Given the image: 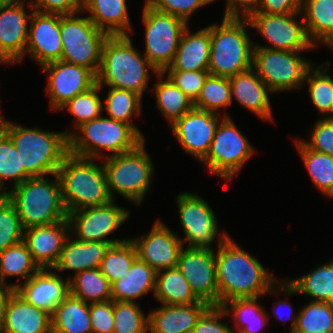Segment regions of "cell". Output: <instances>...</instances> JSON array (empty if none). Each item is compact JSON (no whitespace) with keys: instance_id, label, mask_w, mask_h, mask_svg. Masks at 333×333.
Returning a JSON list of instances; mask_svg holds the SVG:
<instances>
[{"instance_id":"1","label":"cell","mask_w":333,"mask_h":333,"mask_svg":"<svg viewBox=\"0 0 333 333\" xmlns=\"http://www.w3.org/2000/svg\"><path fill=\"white\" fill-rule=\"evenodd\" d=\"M215 252L219 306L231 299L256 298L275 293L272 272L230 236L219 239Z\"/></svg>"},{"instance_id":"2","label":"cell","mask_w":333,"mask_h":333,"mask_svg":"<svg viewBox=\"0 0 333 333\" xmlns=\"http://www.w3.org/2000/svg\"><path fill=\"white\" fill-rule=\"evenodd\" d=\"M0 128L10 137L19 152L24 181L30 177L57 174L69 153V140L65 131L51 132L42 128H28L5 119Z\"/></svg>"},{"instance_id":"3","label":"cell","mask_w":333,"mask_h":333,"mask_svg":"<svg viewBox=\"0 0 333 333\" xmlns=\"http://www.w3.org/2000/svg\"><path fill=\"white\" fill-rule=\"evenodd\" d=\"M150 72L158 73L140 50L135 49L130 35L108 36L96 75L100 87L125 89L142 97L144 91L151 90L148 88Z\"/></svg>"},{"instance_id":"4","label":"cell","mask_w":333,"mask_h":333,"mask_svg":"<svg viewBox=\"0 0 333 333\" xmlns=\"http://www.w3.org/2000/svg\"><path fill=\"white\" fill-rule=\"evenodd\" d=\"M96 161L68 153L57 170L67 213L105 205L113 200L103 164Z\"/></svg>"},{"instance_id":"5","label":"cell","mask_w":333,"mask_h":333,"mask_svg":"<svg viewBox=\"0 0 333 333\" xmlns=\"http://www.w3.org/2000/svg\"><path fill=\"white\" fill-rule=\"evenodd\" d=\"M30 177L5 194L14 204L23 229L46 226L67 219L61 185L57 174Z\"/></svg>"},{"instance_id":"6","label":"cell","mask_w":333,"mask_h":333,"mask_svg":"<svg viewBox=\"0 0 333 333\" xmlns=\"http://www.w3.org/2000/svg\"><path fill=\"white\" fill-rule=\"evenodd\" d=\"M76 130L68 136L69 153L96 160L129 152L145 140L131 125L101 115Z\"/></svg>"},{"instance_id":"7","label":"cell","mask_w":333,"mask_h":333,"mask_svg":"<svg viewBox=\"0 0 333 333\" xmlns=\"http://www.w3.org/2000/svg\"><path fill=\"white\" fill-rule=\"evenodd\" d=\"M246 25V17H223L220 25H210L209 74L229 78L253 67L254 44Z\"/></svg>"},{"instance_id":"8","label":"cell","mask_w":333,"mask_h":333,"mask_svg":"<svg viewBox=\"0 0 333 333\" xmlns=\"http://www.w3.org/2000/svg\"><path fill=\"white\" fill-rule=\"evenodd\" d=\"M108 191L113 200L115 193L137 206L142 204L150 190L154 165L145 150V140L135 149L103 159Z\"/></svg>"},{"instance_id":"9","label":"cell","mask_w":333,"mask_h":333,"mask_svg":"<svg viewBox=\"0 0 333 333\" xmlns=\"http://www.w3.org/2000/svg\"><path fill=\"white\" fill-rule=\"evenodd\" d=\"M81 13L84 12L60 15L61 60L86 67L97 75L103 45L109 35L99 30L88 16L79 17Z\"/></svg>"},{"instance_id":"10","label":"cell","mask_w":333,"mask_h":333,"mask_svg":"<svg viewBox=\"0 0 333 333\" xmlns=\"http://www.w3.org/2000/svg\"><path fill=\"white\" fill-rule=\"evenodd\" d=\"M224 113L217 125L209 152L201 162L209 173L229 182L254 155L255 149L231 117Z\"/></svg>"},{"instance_id":"11","label":"cell","mask_w":333,"mask_h":333,"mask_svg":"<svg viewBox=\"0 0 333 333\" xmlns=\"http://www.w3.org/2000/svg\"><path fill=\"white\" fill-rule=\"evenodd\" d=\"M301 52L254 47L253 68L273 93L301 89L313 63Z\"/></svg>"},{"instance_id":"12","label":"cell","mask_w":333,"mask_h":333,"mask_svg":"<svg viewBox=\"0 0 333 333\" xmlns=\"http://www.w3.org/2000/svg\"><path fill=\"white\" fill-rule=\"evenodd\" d=\"M142 13L145 26L143 55L158 73H163L172 64L188 23L180 17L152 9L145 3Z\"/></svg>"},{"instance_id":"13","label":"cell","mask_w":333,"mask_h":333,"mask_svg":"<svg viewBox=\"0 0 333 333\" xmlns=\"http://www.w3.org/2000/svg\"><path fill=\"white\" fill-rule=\"evenodd\" d=\"M298 17H300L299 20H297ZM246 18L249 21V27L256 29L269 43V45L264 46L253 41L254 47L295 52H304L315 48L308 38L301 12L290 14L250 13Z\"/></svg>"},{"instance_id":"14","label":"cell","mask_w":333,"mask_h":333,"mask_svg":"<svg viewBox=\"0 0 333 333\" xmlns=\"http://www.w3.org/2000/svg\"><path fill=\"white\" fill-rule=\"evenodd\" d=\"M176 203L182 230L184 232V242L190 248L214 250L212 243L217 239H225L229 236L223 232L219 234V224L215 211L209 206L207 201L200 195L190 192H181L176 196Z\"/></svg>"},{"instance_id":"15","label":"cell","mask_w":333,"mask_h":333,"mask_svg":"<svg viewBox=\"0 0 333 333\" xmlns=\"http://www.w3.org/2000/svg\"><path fill=\"white\" fill-rule=\"evenodd\" d=\"M115 202L112 200L105 205L69 212L67 220L70 235L80 241H98L112 245L128 240L107 238L129 219V210Z\"/></svg>"},{"instance_id":"16","label":"cell","mask_w":333,"mask_h":333,"mask_svg":"<svg viewBox=\"0 0 333 333\" xmlns=\"http://www.w3.org/2000/svg\"><path fill=\"white\" fill-rule=\"evenodd\" d=\"M177 268L186 278L199 301L209 306H219L214 250L182 247Z\"/></svg>"},{"instance_id":"17","label":"cell","mask_w":333,"mask_h":333,"mask_svg":"<svg viewBox=\"0 0 333 333\" xmlns=\"http://www.w3.org/2000/svg\"><path fill=\"white\" fill-rule=\"evenodd\" d=\"M26 0H4L0 4V64H15L23 61L27 47L29 15L24 8Z\"/></svg>"},{"instance_id":"18","label":"cell","mask_w":333,"mask_h":333,"mask_svg":"<svg viewBox=\"0 0 333 333\" xmlns=\"http://www.w3.org/2000/svg\"><path fill=\"white\" fill-rule=\"evenodd\" d=\"M41 68L48 74L46 91L50 108L54 111L97 83L96 75L90 69L62 60L47 63Z\"/></svg>"},{"instance_id":"19","label":"cell","mask_w":333,"mask_h":333,"mask_svg":"<svg viewBox=\"0 0 333 333\" xmlns=\"http://www.w3.org/2000/svg\"><path fill=\"white\" fill-rule=\"evenodd\" d=\"M220 114L192 108L170 127L185 153L200 162L209 152Z\"/></svg>"},{"instance_id":"20","label":"cell","mask_w":333,"mask_h":333,"mask_svg":"<svg viewBox=\"0 0 333 333\" xmlns=\"http://www.w3.org/2000/svg\"><path fill=\"white\" fill-rule=\"evenodd\" d=\"M135 245L137 257L157 272L177 266L182 238L157 219L149 232L130 238Z\"/></svg>"},{"instance_id":"21","label":"cell","mask_w":333,"mask_h":333,"mask_svg":"<svg viewBox=\"0 0 333 333\" xmlns=\"http://www.w3.org/2000/svg\"><path fill=\"white\" fill-rule=\"evenodd\" d=\"M28 55L38 65L59 61L62 57L60 15L33 10L29 23L27 47Z\"/></svg>"},{"instance_id":"22","label":"cell","mask_w":333,"mask_h":333,"mask_svg":"<svg viewBox=\"0 0 333 333\" xmlns=\"http://www.w3.org/2000/svg\"><path fill=\"white\" fill-rule=\"evenodd\" d=\"M69 235V223L66 219L51 225L25 229L23 241L40 269H53Z\"/></svg>"},{"instance_id":"23","label":"cell","mask_w":333,"mask_h":333,"mask_svg":"<svg viewBox=\"0 0 333 333\" xmlns=\"http://www.w3.org/2000/svg\"><path fill=\"white\" fill-rule=\"evenodd\" d=\"M27 302L48 312L69 294V279H63L54 269H40L15 289Z\"/></svg>"},{"instance_id":"24","label":"cell","mask_w":333,"mask_h":333,"mask_svg":"<svg viewBox=\"0 0 333 333\" xmlns=\"http://www.w3.org/2000/svg\"><path fill=\"white\" fill-rule=\"evenodd\" d=\"M231 100L240 103V108H247L265 121L273 120L269 94L273 92L258 77L256 70L250 69L229 77Z\"/></svg>"},{"instance_id":"25","label":"cell","mask_w":333,"mask_h":333,"mask_svg":"<svg viewBox=\"0 0 333 333\" xmlns=\"http://www.w3.org/2000/svg\"><path fill=\"white\" fill-rule=\"evenodd\" d=\"M210 306L202 301L189 305H165L148 314L149 333H191Z\"/></svg>"},{"instance_id":"26","label":"cell","mask_w":333,"mask_h":333,"mask_svg":"<svg viewBox=\"0 0 333 333\" xmlns=\"http://www.w3.org/2000/svg\"><path fill=\"white\" fill-rule=\"evenodd\" d=\"M0 333H52L51 315L14 291L8 301Z\"/></svg>"},{"instance_id":"27","label":"cell","mask_w":333,"mask_h":333,"mask_svg":"<svg viewBox=\"0 0 333 333\" xmlns=\"http://www.w3.org/2000/svg\"><path fill=\"white\" fill-rule=\"evenodd\" d=\"M275 292L286 296L305 294L312 297L311 301L333 304V259L307 274L292 280L278 281L275 284Z\"/></svg>"},{"instance_id":"28","label":"cell","mask_w":333,"mask_h":333,"mask_svg":"<svg viewBox=\"0 0 333 333\" xmlns=\"http://www.w3.org/2000/svg\"><path fill=\"white\" fill-rule=\"evenodd\" d=\"M210 47V25L192 34L187 25L182 33L174 60L166 70H208Z\"/></svg>"},{"instance_id":"29","label":"cell","mask_w":333,"mask_h":333,"mask_svg":"<svg viewBox=\"0 0 333 333\" xmlns=\"http://www.w3.org/2000/svg\"><path fill=\"white\" fill-rule=\"evenodd\" d=\"M74 239V240H73ZM111 243L80 241L69 235L65 241L55 271H71L74 275L88 269L100 267Z\"/></svg>"},{"instance_id":"30","label":"cell","mask_w":333,"mask_h":333,"mask_svg":"<svg viewBox=\"0 0 333 333\" xmlns=\"http://www.w3.org/2000/svg\"><path fill=\"white\" fill-rule=\"evenodd\" d=\"M109 36L128 35L133 29L126 0H83V12Z\"/></svg>"},{"instance_id":"31","label":"cell","mask_w":333,"mask_h":333,"mask_svg":"<svg viewBox=\"0 0 333 333\" xmlns=\"http://www.w3.org/2000/svg\"><path fill=\"white\" fill-rule=\"evenodd\" d=\"M157 271L138 257L129 271L111 284L112 301L135 302L148 292H155Z\"/></svg>"},{"instance_id":"32","label":"cell","mask_w":333,"mask_h":333,"mask_svg":"<svg viewBox=\"0 0 333 333\" xmlns=\"http://www.w3.org/2000/svg\"><path fill=\"white\" fill-rule=\"evenodd\" d=\"M301 14L314 46L324 44L333 51V0H302Z\"/></svg>"},{"instance_id":"33","label":"cell","mask_w":333,"mask_h":333,"mask_svg":"<svg viewBox=\"0 0 333 333\" xmlns=\"http://www.w3.org/2000/svg\"><path fill=\"white\" fill-rule=\"evenodd\" d=\"M52 333H92L89 303L68 294L51 314Z\"/></svg>"},{"instance_id":"34","label":"cell","mask_w":333,"mask_h":333,"mask_svg":"<svg viewBox=\"0 0 333 333\" xmlns=\"http://www.w3.org/2000/svg\"><path fill=\"white\" fill-rule=\"evenodd\" d=\"M153 295L158 302L165 305H189L199 302L177 266L157 272Z\"/></svg>"},{"instance_id":"35","label":"cell","mask_w":333,"mask_h":333,"mask_svg":"<svg viewBox=\"0 0 333 333\" xmlns=\"http://www.w3.org/2000/svg\"><path fill=\"white\" fill-rule=\"evenodd\" d=\"M256 298H237L225 302L221 307L227 314H231L235 322V332L232 333H259L269 321L268 313ZM237 330V331H236Z\"/></svg>"},{"instance_id":"36","label":"cell","mask_w":333,"mask_h":333,"mask_svg":"<svg viewBox=\"0 0 333 333\" xmlns=\"http://www.w3.org/2000/svg\"><path fill=\"white\" fill-rule=\"evenodd\" d=\"M39 270L24 241L0 251V284L16 289ZM9 276L18 277L17 283H6ZM20 278L25 279L21 282Z\"/></svg>"},{"instance_id":"37","label":"cell","mask_w":333,"mask_h":333,"mask_svg":"<svg viewBox=\"0 0 333 333\" xmlns=\"http://www.w3.org/2000/svg\"><path fill=\"white\" fill-rule=\"evenodd\" d=\"M156 76L159 80L150 91L155 92L158 109L171 126L194 107L193 102L165 74Z\"/></svg>"},{"instance_id":"38","label":"cell","mask_w":333,"mask_h":333,"mask_svg":"<svg viewBox=\"0 0 333 333\" xmlns=\"http://www.w3.org/2000/svg\"><path fill=\"white\" fill-rule=\"evenodd\" d=\"M294 143L314 186L333 198V156L308 148L300 139Z\"/></svg>"},{"instance_id":"39","label":"cell","mask_w":333,"mask_h":333,"mask_svg":"<svg viewBox=\"0 0 333 333\" xmlns=\"http://www.w3.org/2000/svg\"><path fill=\"white\" fill-rule=\"evenodd\" d=\"M315 68L313 64L307 71L305 83L308 84V92L312 103L322 118L333 119V78L329 75L331 62L326 61Z\"/></svg>"},{"instance_id":"40","label":"cell","mask_w":333,"mask_h":333,"mask_svg":"<svg viewBox=\"0 0 333 333\" xmlns=\"http://www.w3.org/2000/svg\"><path fill=\"white\" fill-rule=\"evenodd\" d=\"M68 279L69 293L86 303L112 300L111 284L99 268L84 270Z\"/></svg>"},{"instance_id":"41","label":"cell","mask_w":333,"mask_h":333,"mask_svg":"<svg viewBox=\"0 0 333 333\" xmlns=\"http://www.w3.org/2000/svg\"><path fill=\"white\" fill-rule=\"evenodd\" d=\"M103 109L116 121L131 125L143 138L144 134L132 122V116L139 117L142 113V97L135 92L109 87ZM131 119V120H130Z\"/></svg>"},{"instance_id":"42","label":"cell","mask_w":333,"mask_h":333,"mask_svg":"<svg viewBox=\"0 0 333 333\" xmlns=\"http://www.w3.org/2000/svg\"><path fill=\"white\" fill-rule=\"evenodd\" d=\"M293 333H333V304L310 301L303 306Z\"/></svg>"},{"instance_id":"43","label":"cell","mask_w":333,"mask_h":333,"mask_svg":"<svg viewBox=\"0 0 333 333\" xmlns=\"http://www.w3.org/2000/svg\"><path fill=\"white\" fill-rule=\"evenodd\" d=\"M231 104L233 103L229 78L208 74L193 106L219 114L220 108L229 107Z\"/></svg>"},{"instance_id":"44","label":"cell","mask_w":333,"mask_h":333,"mask_svg":"<svg viewBox=\"0 0 333 333\" xmlns=\"http://www.w3.org/2000/svg\"><path fill=\"white\" fill-rule=\"evenodd\" d=\"M101 89L102 87L96 83L92 88L76 95L58 109V111L68 110V113L76 118L74 129L72 131L65 130L68 136L81 124L96 119L102 114L104 111L103 102L99 96Z\"/></svg>"},{"instance_id":"45","label":"cell","mask_w":333,"mask_h":333,"mask_svg":"<svg viewBox=\"0 0 333 333\" xmlns=\"http://www.w3.org/2000/svg\"><path fill=\"white\" fill-rule=\"evenodd\" d=\"M137 258L135 245L130 238L124 242L111 245L102 260L99 270L110 284L121 279Z\"/></svg>"},{"instance_id":"46","label":"cell","mask_w":333,"mask_h":333,"mask_svg":"<svg viewBox=\"0 0 333 333\" xmlns=\"http://www.w3.org/2000/svg\"><path fill=\"white\" fill-rule=\"evenodd\" d=\"M12 180L14 188L24 182V167L18 150L10 137L0 128V195L7 193L5 181Z\"/></svg>"},{"instance_id":"47","label":"cell","mask_w":333,"mask_h":333,"mask_svg":"<svg viewBox=\"0 0 333 333\" xmlns=\"http://www.w3.org/2000/svg\"><path fill=\"white\" fill-rule=\"evenodd\" d=\"M113 333H149V316L135 302L113 301Z\"/></svg>"},{"instance_id":"48","label":"cell","mask_w":333,"mask_h":333,"mask_svg":"<svg viewBox=\"0 0 333 333\" xmlns=\"http://www.w3.org/2000/svg\"><path fill=\"white\" fill-rule=\"evenodd\" d=\"M24 229L14 204L0 195V251L23 241Z\"/></svg>"},{"instance_id":"49","label":"cell","mask_w":333,"mask_h":333,"mask_svg":"<svg viewBox=\"0 0 333 333\" xmlns=\"http://www.w3.org/2000/svg\"><path fill=\"white\" fill-rule=\"evenodd\" d=\"M163 74H166L167 77L194 103L200 94L209 71L165 70Z\"/></svg>"},{"instance_id":"50","label":"cell","mask_w":333,"mask_h":333,"mask_svg":"<svg viewBox=\"0 0 333 333\" xmlns=\"http://www.w3.org/2000/svg\"><path fill=\"white\" fill-rule=\"evenodd\" d=\"M146 5L157 11L182 18L186 23L189 17L211 0H145Z\"/></svg>"},{"instance_id":"51","label":"cell","mask_w":333,"mask_h":333,"mask_svg":"<svg viewBox=\"0 0 333 333\" xmlns=\"http://www.w3.org/2000/svg\"><path fill=\"white\" fill-rule=\"evenodd\" d=\"M312 129L310 140L301 141L314 151L333 156V119L321 117Z\"/></svg>"},{"instance_id":"52","label":"cell","mask_w":333,"mask_h":333,"mask_svg":"<svg viewBox=\"0 0 333 333\" xmlns=\"http://www.w3.org/2000/svg\"><path fill=\"white\" fill-rule=\"evenodd\" d=\"M229 316L221 306H210L199 318L191 333H232L222 318Z\"/></svg>"},{"instance_id":"53","label":"cell","mask_w":333,"mask_h":333,"mask_svg":"<svg viewBox=\"0 0 333 333\" xmlns=\"http://www.w3.org/2000/svg\"><path fill=\"white\" fill-rule=\"evenodd\" d=\"M92 333H113V301L89 303Z\"/></svg>"},{"instance_id":"54","label":"cell","mask_w":333,"mask_h":333,"mask_svg":"<svg viewBox=\"0 0 333 333\" xmlns=\"http://www.w3.org/2000/svg\"><path fill=\"white\" fill-rule=\"evenodd\" d=\"M35 11L59 15L83 12V0H30Z\"/></svg>"},{"instance_id":"55","label":"cell","mask_w":333,"mask_h":333,"mask_svg":"<svg viewBox=\"0 0 333 333\" xmlns=\"http://www.w3.org/2000/svg\"><path fill=\"white\" fill-rule=\"evenodd\" d=\"M302 0H260L252 13L290 14L301 12Z\"/></svg>"},{"instance_id":"56","label":"cell","mask_w":333,"mask_h":333,"mask_svg":"<svg viewBox=\"0 0 333 333\" xmlns=\"http://www.w3.org/2000/svg\"><path fill=\"white\" fill-rule=\"evenodd\" d=\"M214 1L211 0V3ZM259 2L260 0H226L224 17H247L257 9Z\"/></svg>"},{"instance_id":"57","label":"cell","mask_w":333,"mask_h":333,"mask_svg":"<svg viewBox=\"0 0 333 333\" xmlns=\"http://www.w3.org/2000/svg\"><path fill=\"white\" fill-rule=\"evenodd\" d=\"M274 304H275L274 307H272L273 311H274V315H275V317L279 318L280 320L283 318V316L281 314L282 310H284L286 307L288 308L289 315L286 314L287 316L286 315L285 316L287 317L286 320L290 321V323H291L290 328H289V330H290L289 333H293L295 326H296V320H297L298 313L295 314L293 311L294 310L293 307L289 304V302H286L284 300L283 301L279 300L277 302H274ZM276 306H278V307H276ZM282 307H283V309H282ZM276 308H279V309L276 310ZM288 316L289 317L292 316V317L289 318ZM293 317H294V319H293Z\"/></svg>"},{"instance_id":"58","label":"cell","mask_w":333,"mask_h":333,"mask_svg":"<svg viewBox=\"0 0 333 333\" xmlns=\"http://www.w3.org/2000/svg\"><path fill=\"white\" fill-rule=\"evenodd\" d=\"M14 291L9 285L0 284V330L4 324L8 301Z\"/></svg>"},{"instance_id":"59","label":"cell","mask_w":333,"mask_h":333,"mask_svg":"<svg viewBox=\"0 0 333 333\" xmlns=\"http://www.w3.org/2000/svg\"><path fill=\"white\" fill-rule=\"evenodd\" d=\"M5 120L4 116H2L1 112H0V123H2Z\"/></svg>"}]
</instances>
